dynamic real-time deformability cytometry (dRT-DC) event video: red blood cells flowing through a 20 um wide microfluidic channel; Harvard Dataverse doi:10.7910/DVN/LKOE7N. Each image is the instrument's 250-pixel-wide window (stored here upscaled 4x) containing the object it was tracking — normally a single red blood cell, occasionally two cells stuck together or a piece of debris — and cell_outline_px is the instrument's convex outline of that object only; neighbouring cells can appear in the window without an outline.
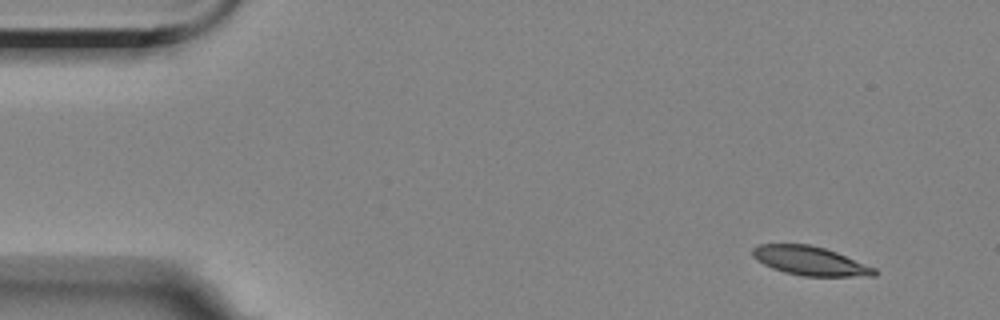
{"species": "Egyptian fruit bat (a non-hibernating species)", "species_latin": "Rousettus aegyptiacus", "temperature_condition": "room temperature", "stored_images_in_passage": 4, "camera_frame_rate_fps": 3000, "um_per_image_px": 0.085, "animal": {"sex": "female"}, "frame": {"image": 1, "passage_image": 1, "time_ms": 0.0, "image_size_px": [1000, 320], "cell_outline_px": [[880, 272], [876, 276], [804, 276], [784, 272], [772, 268], [756, 260], [752, 256], [752, 248], [760, 244], [808, 244], [824, 248], [836, 252], [876, 268]], "centroid_in_image_um": [68.87, 22.18], "position_along_channel_um": 16.1, "area_um2": 20.58}}
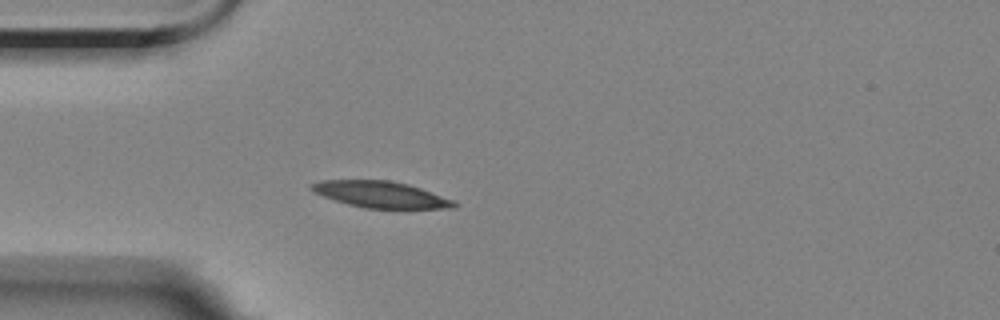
{"frame": {"image": 2, "passage_image": 4, "time_ms": 3.667, "image_size_px": [1000, 320], "cell_outline_px": [[456, 208], [364, 208], [348, 204], [312, 192], [308, 188], [308, 184], [320, 180], [388, 180], [408, 184], [456, 200]], "centroid_in_image_um": [32.33, 16.52], "position_along_channel_um": 52.7, "area_um2": 21.96}}